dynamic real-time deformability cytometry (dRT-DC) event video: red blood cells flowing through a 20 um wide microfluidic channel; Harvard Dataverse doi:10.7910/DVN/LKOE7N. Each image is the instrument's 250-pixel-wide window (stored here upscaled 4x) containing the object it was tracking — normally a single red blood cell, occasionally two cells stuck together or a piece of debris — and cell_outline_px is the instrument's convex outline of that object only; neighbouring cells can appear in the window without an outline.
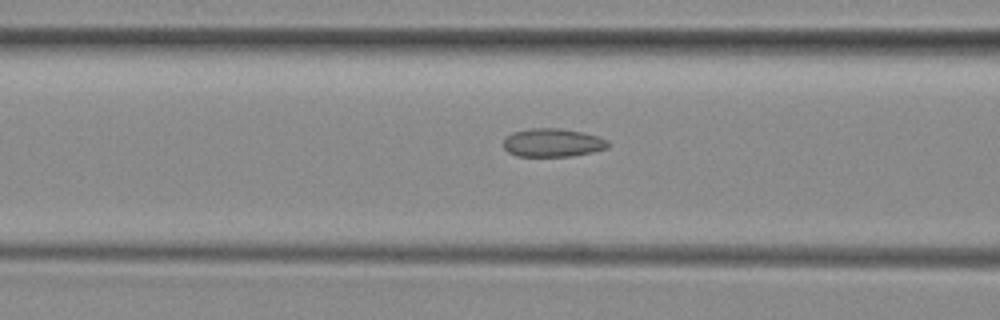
{"species": "common noctule bat (a hibernating species)", "species_latin": "Nyctalus noctula", "temperature_condition": "room temperature", "stored_images_in_passage": 8, "camera_frame_rate_fps": 3000, "um_per_image_px": 0.085, "animal": {"sex": "female", "body_mass_g": 29.2, "forearm_length_mm": 56.3}, "frame": {"image": 1, "passage_image": 6, "time_ms": 1.667, "image_size_px": [1000, 320], "cell_outline_px": [[608, 148], [592, 152], [572, 156], [516, 156], [508, 152], [504, 148], [504, 140], [512, 132], [532, 128], [560, 128], [580, 132], [596, 136], [608, 140]], "centroid_in_image_um": [46.96, 12.13], "position_along_channel_um": 119.6, "area_um2": 17.17}}